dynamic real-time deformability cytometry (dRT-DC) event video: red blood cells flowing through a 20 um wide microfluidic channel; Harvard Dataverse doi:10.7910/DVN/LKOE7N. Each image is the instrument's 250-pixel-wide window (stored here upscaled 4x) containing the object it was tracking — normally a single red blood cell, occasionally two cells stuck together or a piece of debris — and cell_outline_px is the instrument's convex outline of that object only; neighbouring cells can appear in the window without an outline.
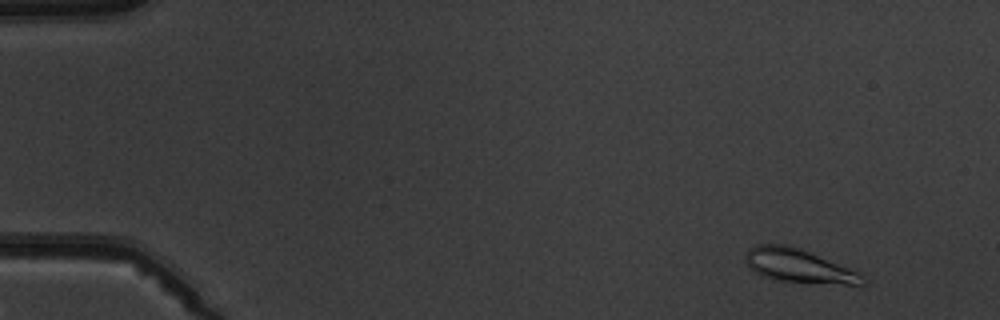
{"species": "common noctule bat (a hibernating species)", "species_latin": "Nyctalus noctula", "temperature_condition": "warm", "stored_images_in_passage": 4, "camera_frame_rate_fps": 3000, "um_per_image_px": 0.085, "animal": {"sex": "male", "body_mass_g": 19.5, "forearm_length_mm": 54.6}, "frame": {"image": 1, "passage_image": 1, "time_ms": 0.0, "image_size_px": [1000, 320], "cell_outline_px": [[868, 280], [864, 284], [844, 284], [772, 280], [760, 276], [748, 268], [744, 260], [748, 248], [756, 244], [788, 244], [800, 248], [860, 272]], "centroid_in_image_um": [67.84, 22.59], "position_along_channel_um": 17.2, "area_um2": 23.24}}